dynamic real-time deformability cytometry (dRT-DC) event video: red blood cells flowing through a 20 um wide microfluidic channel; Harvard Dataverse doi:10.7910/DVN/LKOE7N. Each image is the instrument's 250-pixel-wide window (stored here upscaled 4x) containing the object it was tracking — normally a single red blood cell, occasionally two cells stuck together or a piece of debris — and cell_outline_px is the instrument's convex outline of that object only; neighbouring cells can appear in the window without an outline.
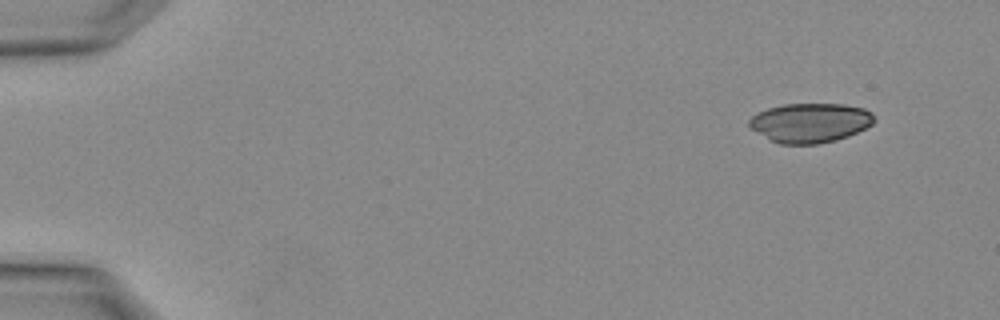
{"species": "Egyptian fruit bat (a non-hibernating species)", "species_latin": "Rousettus aegyptiacus", "temperature_condition": "warm", "stored_images_in_passage": 4, "camera_frame_rate_fps": 3000, "um_per_image_px": 0.085, "animal": {"sex": "female"}, "frame": {"image": 1, "passage_image": 1, "time_ms": 0.0, "image_size_px": [1000, 320], "cell_outline_px": [[876, 120], [872, 124], [848, 136], [836, 140], [816, 144], [780, 144], [748, 128], [748, 120], [756, 112], [768, 108], [784, 104], [844, 104], [864, 108]], "centroid_in_image_um": [68.81, 10.43], "position_along_channel_um": 16.2, "area_um2": 28.67}}